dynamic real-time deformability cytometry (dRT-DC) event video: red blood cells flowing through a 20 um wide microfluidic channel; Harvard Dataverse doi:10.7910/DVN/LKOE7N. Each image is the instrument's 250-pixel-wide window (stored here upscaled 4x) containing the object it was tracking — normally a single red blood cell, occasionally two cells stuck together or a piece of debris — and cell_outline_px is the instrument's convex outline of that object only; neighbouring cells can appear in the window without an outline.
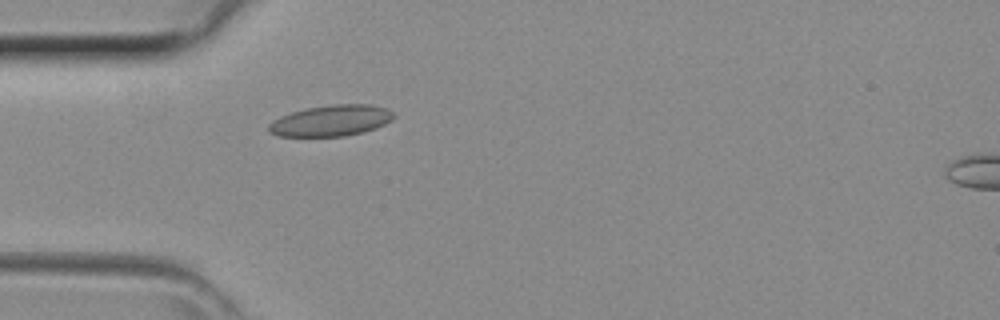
{"species": "common noctule bat (a hibernating species)", "species_latin": "Nyctalus noctula", "temperature_condition": "room temperature", "stored_images_in_passage": 30, "camera_frame_rate_fps": 3000, "um_per_image_px": 0.085, "animal": {"sex": "female", "body_mass_g": 29.2, "forearm_length_mm": 56.3}, "frame": {"image": 1, "passage_image": 2, "time_ms": 0.333, "image_size_px": [1000, 320], "cell_outline_px": [[396, 116], [392, 120], [376, 128], [364, 132], [344, 136], [276, 136], [268, 132], [268, 124], [272, 120], [280, 116], [292, 112], [308, 108], [332, 104], [372, 104], [388, 108]], "centroid_in_image_um": [28.15, 10.25], "position_along_channel_um": 56.9, "area_um2": 22.83}}
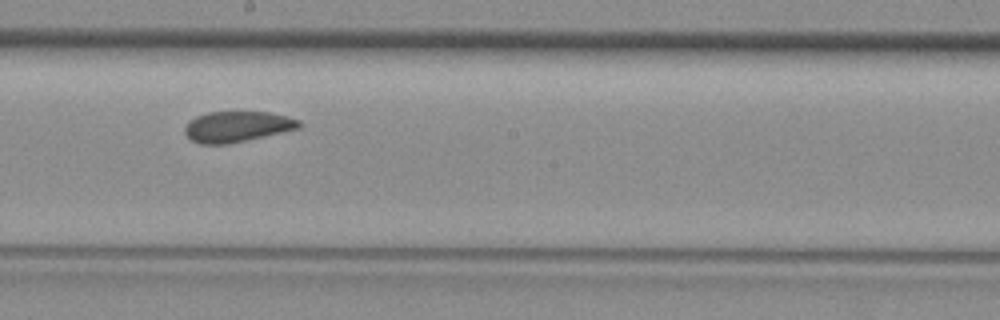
{"frame": {"image": 2, "passage_image": 13, "time_ms": 4.0, "image_size_px": [1000, 320], "cell_outline_px": [[304, 124], [300, 128], [244, 140], [224, 144], [200, 144], [192, 140], [184, 132], [184, 128], [188, 120], [196, 116], [208, 112], [272, 112], [288, 116], [300, 120]], "centroid_in_image_um": [20.16, 10.74], "position_along_channel_um": 228.0, "area_um2": 20.4}}
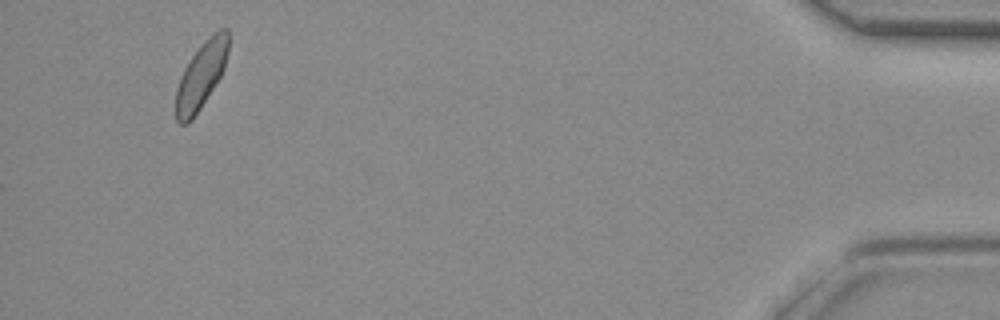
{"frame": {"image": 3, "passage_image": 30, "time_ms": 9.667, "image_size_px": [1000, 320], "cell_outline_px": [[228, 52], [224, 68], [220, 76], [200, 108], [192, 120], [188, 124], [180, 124], [176, 120], [176, 88], [184, 68], [192, 56], [204, 40], [208, 36], [220, 28], [228, 28]], "centroid_in_image_um": [17.09, 6.4], "position_along_channel_um": 418.1, "area_um2": 20.17}}